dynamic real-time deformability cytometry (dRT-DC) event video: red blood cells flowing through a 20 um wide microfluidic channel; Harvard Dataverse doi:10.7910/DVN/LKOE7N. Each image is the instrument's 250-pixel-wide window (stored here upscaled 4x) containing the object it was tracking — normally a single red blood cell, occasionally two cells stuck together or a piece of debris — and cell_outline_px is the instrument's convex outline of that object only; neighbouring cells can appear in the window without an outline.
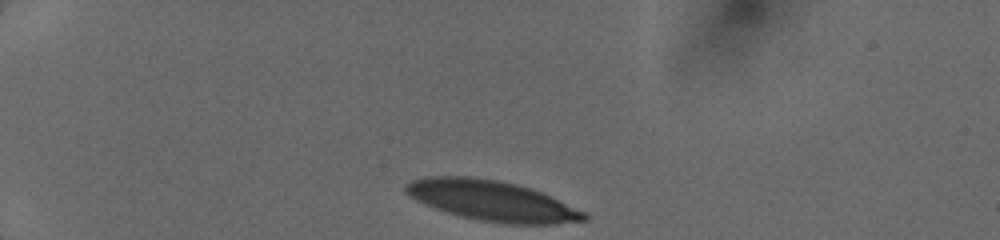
{"species": "human", "species_latin": "Homo sapiens", "temperature_condition": "cold", "stored_images_in_passage": 9, "camera_frame_rate_fps": 3000, "um_per_image_px": 0.085, "donor": {"sex": "female"}, "frame": {"image": 1, "passage_image": 1, "time_ms": 0.0, "image_size_px": [1000, 240], "cell_outline_px": [[588, 220], [552, 224], [504, 224], [480, 220], [448, 212], [436, 208], [416, 200], [404, 192], [404, 184], [412, 180], [428, 176], [472, 176], [496, 180], [516, 184], [540, 192], [584, 212], [588, 216]], "centroid_in_image_um": [41.77, 17.05], "position_along_channel_um": 43.2, "area_um2": 41.33}}
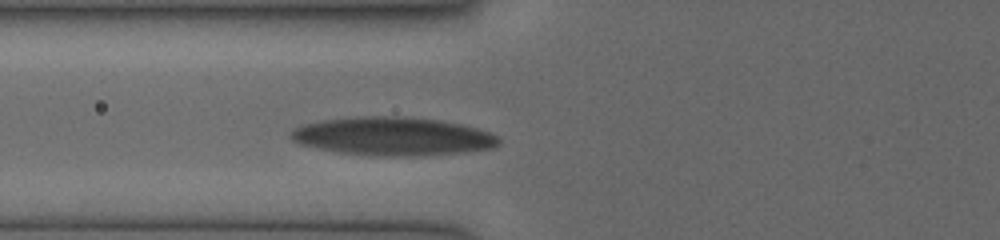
{"frame": {"image": 2, "passage_image": 9, "time_ms": 2.667, "image_size_px": [1000, 240], "cell_outline_px": [[500, 144], [496, 148], [464, 152], [420, 156], [388, 156], [340, 152], [300, 144], [292, 140], [288, 136], [288, 132], [304, 124], [324, 120], [368, 116], [396, 116], [440, 120], [460, 124], [492, 132], [500, 136]], "centroid_in_image_um": [33.46, 11.59], "position_along_channel_um": 92.3, "area_um2": 46.41}}